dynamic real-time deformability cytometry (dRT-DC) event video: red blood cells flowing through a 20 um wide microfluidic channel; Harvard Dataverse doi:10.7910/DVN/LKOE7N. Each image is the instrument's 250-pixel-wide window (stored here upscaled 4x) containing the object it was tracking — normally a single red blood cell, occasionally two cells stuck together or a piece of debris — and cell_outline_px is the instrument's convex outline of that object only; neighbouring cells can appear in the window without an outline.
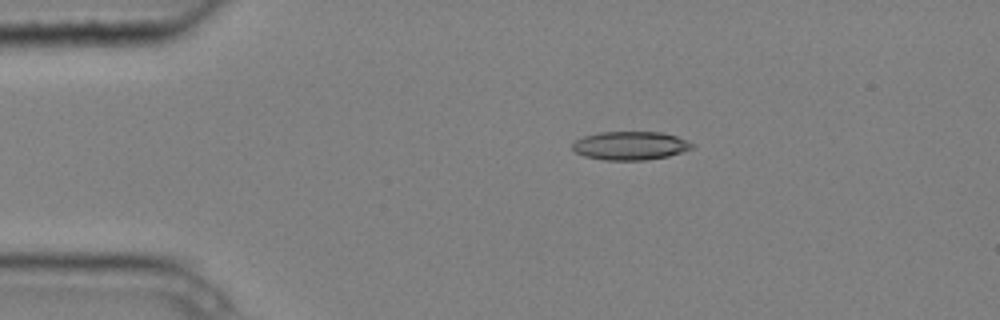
{"species": "common noctule bat (a hibernating species)", "species_latin": "Nyctalus noctula", "temperature_condition": "cold", "stored_images_in_passage": 3, "camera_frame_rate_fps": 3000, "um_per_image_px": 0.085, "animal": {"sex": "male", "body_mass_g": 20.4}, "frame": {"image": 1, "passage_image": 1, "time_ms": 0.0, "image_size_px": [1000, 320], "cell_outline_px": [[696, 144], [692, 148], [668, 156], [644, 160], [604, 160], [584, 156], [576, 152], [572, 148], [572, 144], [576, 140], [584, 136], [600, 132], [660, 132], [676, 136]], "centroid_in_image_um": [53.57, 12.38], "position_along_channel_um": 31.4, "area_um2": 19.77}}
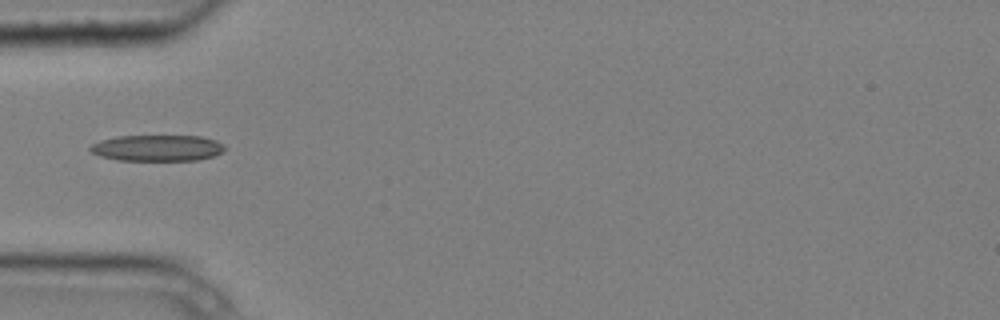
{"frame": {"image": 2, "passage_image": 3, "time_ms": 0.667, "image_size_px": [1000, 320], "cell_outline_px": [[228, 148], [224, 152], [212, 156], [196, 160], [120, 160], [100, 156], [92, 152], [88, 148], [92, 144], [100, 140], [116, 136], [204, 136], [216, 140], [224, 144]], "centroid_in_image_um": [13.42, 12.57], "position_along_channel_um": 71.6, "area_um2": 20.63}}